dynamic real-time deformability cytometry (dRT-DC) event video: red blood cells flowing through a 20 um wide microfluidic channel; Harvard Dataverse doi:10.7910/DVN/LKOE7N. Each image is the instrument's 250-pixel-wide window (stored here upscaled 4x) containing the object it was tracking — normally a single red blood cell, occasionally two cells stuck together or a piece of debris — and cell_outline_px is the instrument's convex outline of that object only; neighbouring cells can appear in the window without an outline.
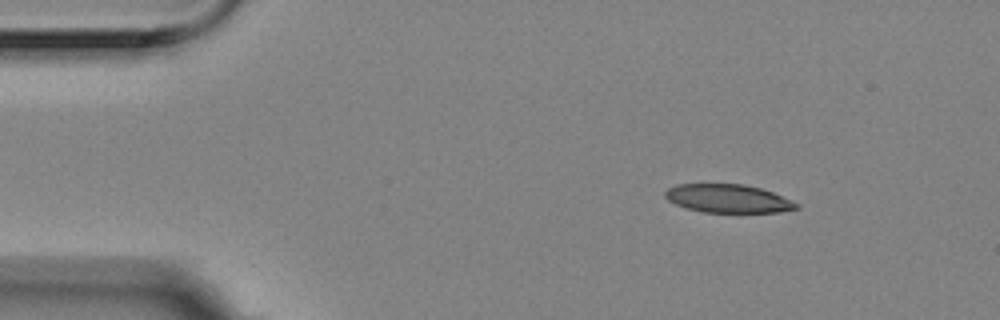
{"species": "Egyptian fruit bat (a non-hibernating species)", "species_latin": "Rousettus aegyptiacus", "temperature_condition": "room temperature", "stored_images_in_passage": 4, "camera_frame_rate_fps": 3000, "um_per_image_px": 0.085, "animal": {"sex": "female"}, "frame": {"image": 1, "passage_image": 2, "time_ms": 0.333, "image_size_px": [1000, 320], "cell_outline_px": [[800, 208], [780, 212], [704, 212], [688, 208], [676, 204], [668, 200], [664, 196], [664, 192], [668, 188], [676, 184], [744, 184], [760, 188], [772, 192], [800, 204]], "centroid_in_image_um": [61.89, 16.87], "position_along_channel_um": 23.1, "area_um2": 21.62}}